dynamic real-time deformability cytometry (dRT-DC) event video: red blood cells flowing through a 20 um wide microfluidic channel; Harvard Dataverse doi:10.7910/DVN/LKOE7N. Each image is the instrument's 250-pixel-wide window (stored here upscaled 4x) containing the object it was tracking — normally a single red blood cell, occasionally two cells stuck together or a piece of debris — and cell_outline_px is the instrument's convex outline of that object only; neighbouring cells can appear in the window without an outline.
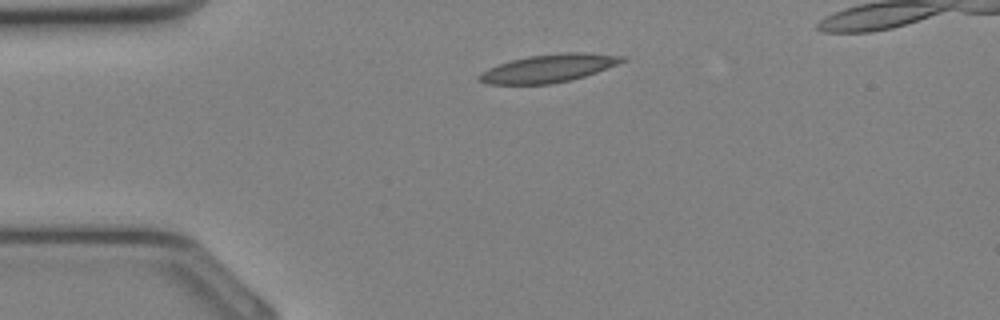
{"species": "Egyptian fruit bat (a non-hibernating species)", "species_latin": "Rousettus aegyptiacus", "temperature_condition": "cold", "stored_images_in_passage": 26, "camera_frame_rate_fps": 3000, "um_per_image_px": 0.085, "animal": {"sex": "female"}, "frame": {"image": 1, "passage_image": 1, "time_ms": 0.0, "image_size_px": [1000, 320], "cell_outline_px": [[628, 60], [596, 72], [584, 76], [552, 84], [488, 84], [476, 80], [476, 76], [480, 72], [488, 68], [512, 60], [528, 56], [564, 52], [584, 52], [628, 56]], "centroid_in_image_um": [46.63, 5.8], "position_along_channel_um": 38.4, "area_um2": 23.41}}
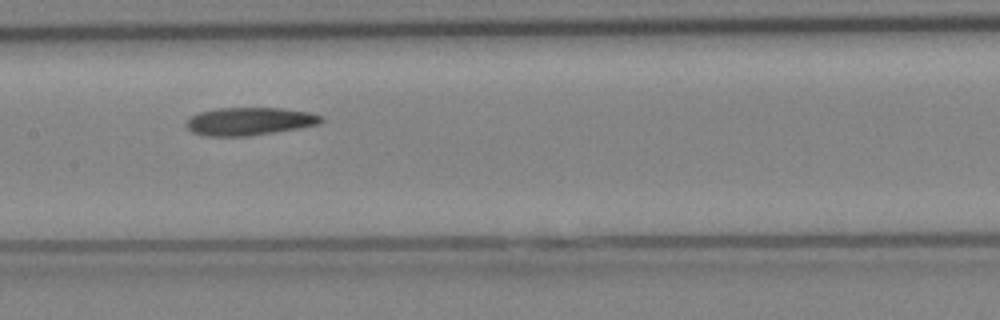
{"frame": {"image": 2, "passage_image": 10, "time_ms": 3.0, "image_size_px": [1000, 320], "cell_outline_px": [[324, 120], [320, 124], [300, 128], [248, 136], [204, 136], [192, 132], [184, 124], [192, 116], [200, 112], [216, 108], [280, 108], [308, 112], [324, 116]], "centroid_in_image_um": [21.22, 10.31], "position_along_channel_um": 186.2, "area_um2": 21.96}}
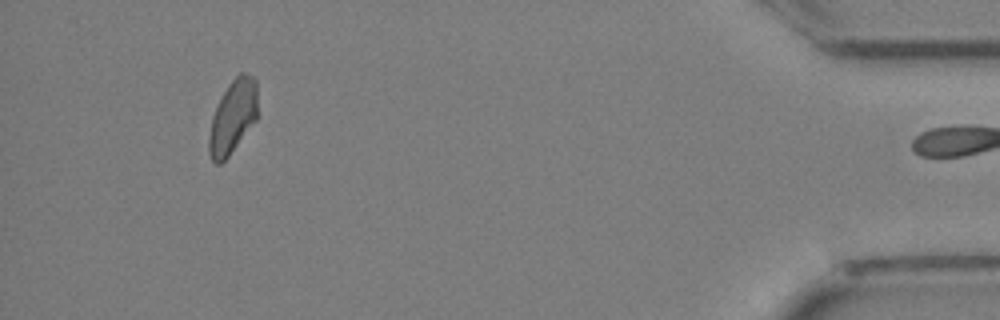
{"frame": {"image": 3, "passage_image": 25, "time_ms": 8.0, "image_size_px": [1000, 320], "cell_outline_px": [[256, 120], [228, 156], [220, 164], [216, 164], [212, 160], [208, 152], [208, 140], [212, 116], [228, 84], [240, 72], [244, 72], [252, 76], [256, 80]], "centroid_in_image_um": [19.77, 9.93], "position_along_channel_um": 415.4, "area_um2": 20.46}}